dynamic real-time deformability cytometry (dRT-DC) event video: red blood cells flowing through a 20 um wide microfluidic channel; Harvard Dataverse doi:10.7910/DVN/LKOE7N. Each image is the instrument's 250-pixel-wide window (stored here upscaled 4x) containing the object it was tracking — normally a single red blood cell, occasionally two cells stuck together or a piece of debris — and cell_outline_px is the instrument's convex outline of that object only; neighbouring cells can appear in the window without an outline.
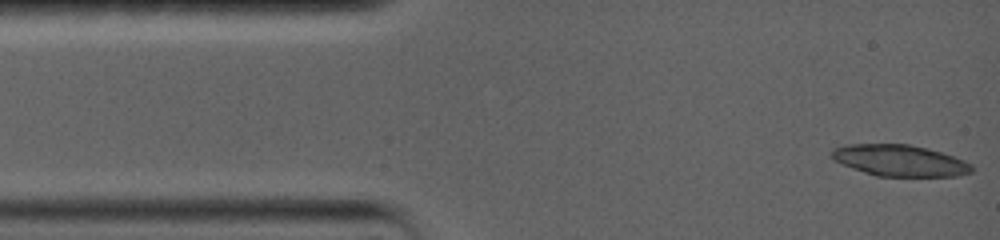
{"species": "common noctule bat (a hibernating species)", "species_latin": "Nyctalus noctula", "temperature_condition": "warm", "stored_images_in_passage": 5, "camera_frame_rate_fps": 5000, "um_per_image_px": 0.085, "animal": {"sex": "female", "body_mass_g": 19.0, "forearm_length_mm": 56.7}, "frame": {"image": 1, "passage_image": 1, "time_ms": 0.0, "image_size_px": [1000, 240], "cell_outline_px": [[972, 172], [956, 176], [876, 176], [864, 172], [844, 164], [836, 160], [832, 156], [832, 148], [844, 144], [908, 144], [928, 148], [964, 160], [972, 164]], "centroid_in_image_um": [76.49, 13.64], "position_along_channel_um": 8.5, "area_um2": 25.37}}